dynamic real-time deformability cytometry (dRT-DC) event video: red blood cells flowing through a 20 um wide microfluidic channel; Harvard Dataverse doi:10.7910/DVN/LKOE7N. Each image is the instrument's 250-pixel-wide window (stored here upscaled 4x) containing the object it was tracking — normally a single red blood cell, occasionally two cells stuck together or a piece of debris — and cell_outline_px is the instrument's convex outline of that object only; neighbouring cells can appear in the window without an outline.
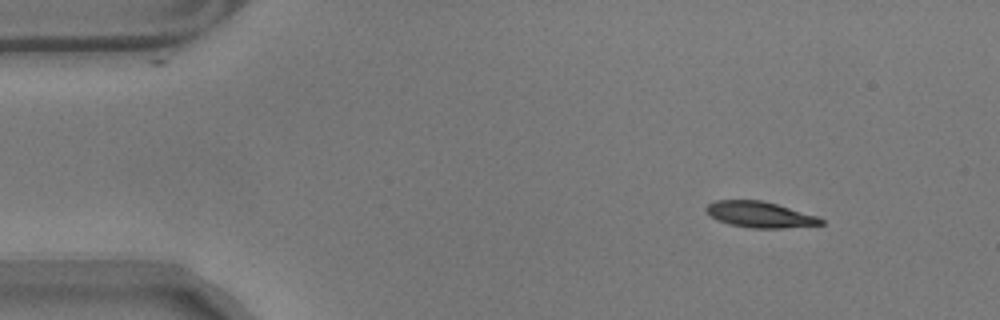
{"species": "common noctule bat (a hibernating species)", "species_latin": "Nyctalus noctula", "temperature_condition": "warm", "stored_images_in_passage": 51, "camera_frame_rate_fps": 3000, "um_per_image_px": 0.085, "animal": {"sex": "male", "body_mass_g": 17.9}, "frame": {"image": 1, "passage_image": 1, "time_ms": 0.0, "image_size_px": [1000, 320], "cell_outline_px": [[824, 224], [784, 228], [752, 228], [728, 224], [712, 216], [704, 208], [708, 204], [716, 200], [760, 200], [776, 204], [816, 216], [824, 220]], "centroid_in_image_um": [64.59, 18.24], "position_along_channel_um": 20.4, "area_um2": 17.05}}
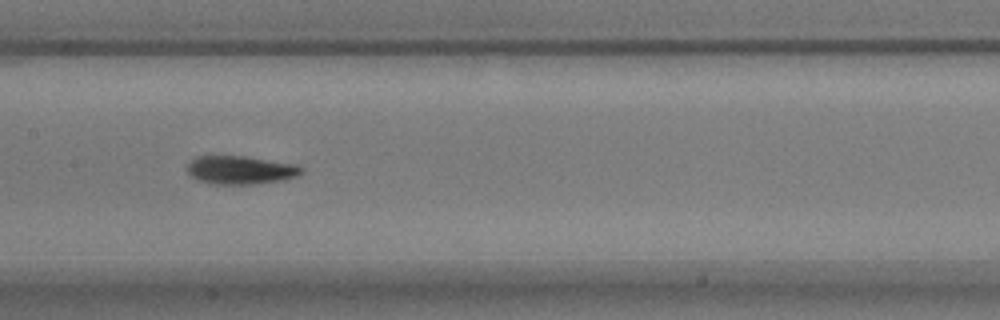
{"frame": {"image": 2, "passage_image": 22, "time_ms": 7.0, "image_size_px": [1000, 320], "cell_outline_px": [[304, 172], [296, 176], [284, 180], [252, 184], [212, 184], [196, 180], [188, 172], [188, 164], [196, 156], [208, 152], [244, 156], [296, 164], [304, 168]], "centroid_in_image_um": [20.39, 14.41], "position_along_channel_um": 187.0, "area_um2": 19.59}}
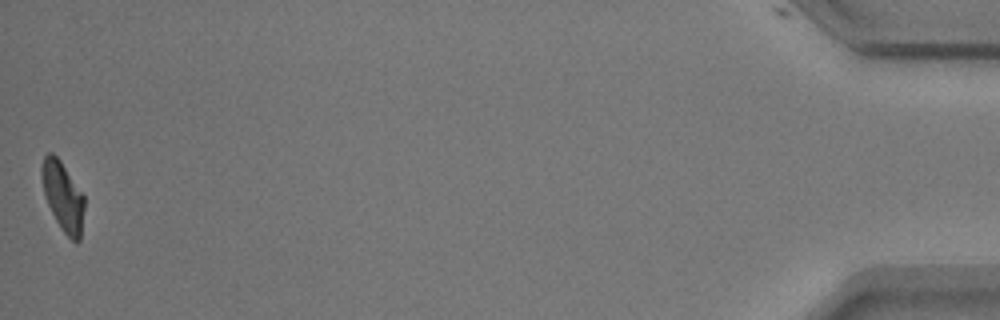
{"frame": {"image": 3, "passage_image": 51, "time_ms": 16.667, "image_size_px": [1000, 320], "cell_outline_px": [[84, 208], [80, 240], [76, 244], [60, 228], [44, 196], [40, 176], [40, 168], [44, 156], [48, 152], [52, 152], [60, 160], [84, 196]], "centroid_in_image_um": [5.32, 16.68], "position_along_channel_um": 429.9, "area_um2": 17.22}, "authors_computed_cell_mechanics": {"area_um2": 18.2648, "velocity_mm_per_s": 3.5204, "shape_relaxation_time_tau1_ms": 4.5907, "shape_relaxation_time_tau2_ms": 3.3442, "deformation_change_tau1": 0.1523, "deformation_change_tau2": 0.077}}